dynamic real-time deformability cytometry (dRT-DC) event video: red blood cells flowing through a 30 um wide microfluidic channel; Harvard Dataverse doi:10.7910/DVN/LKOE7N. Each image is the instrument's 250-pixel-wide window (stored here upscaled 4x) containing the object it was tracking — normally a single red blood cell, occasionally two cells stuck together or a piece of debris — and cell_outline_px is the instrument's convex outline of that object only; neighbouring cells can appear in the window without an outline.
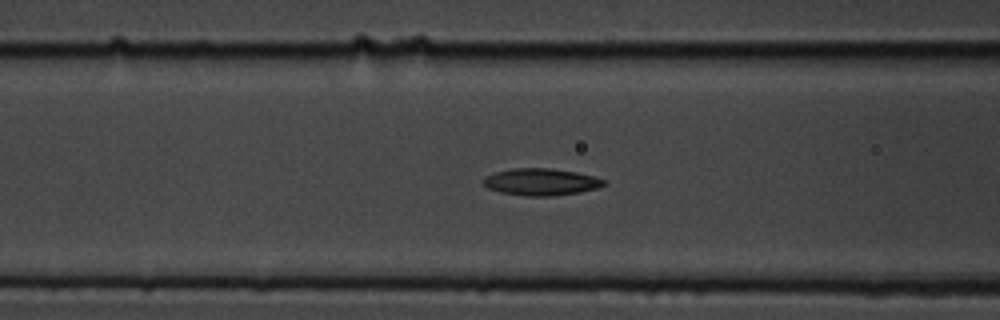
{"species": "common noctule bat (a hibernating species)", "species_latin": "Nyctalus noctula", "temperature_condition": "cold", "stored_images_in_passage": 57, "camera_frame_rate_fps": 3000, "um_per_image_px": 0.085, "animal": {"sex": "male", "body_mass_g": 19.5, "forearm_length_mm": 54.6}, "frame": {"image": 1, "passage_image": 23, "time_ms": 7.333, "image_size_px": [1000, 320], "cell_outline_px": [[608, 184], [596, 188], [580, 192], [556, 196], [524, 196], [500, 192], [488, 188], [480, 184], [480, 180], [484, 176], [496, 172], [512, 168], [552, 168], [576, 172], [596, 176], [608, 180]], "centroid_in_image_um": [45.99, 15.46], "position_along_channel_um": 120.6, "area_um2": 19.42}}
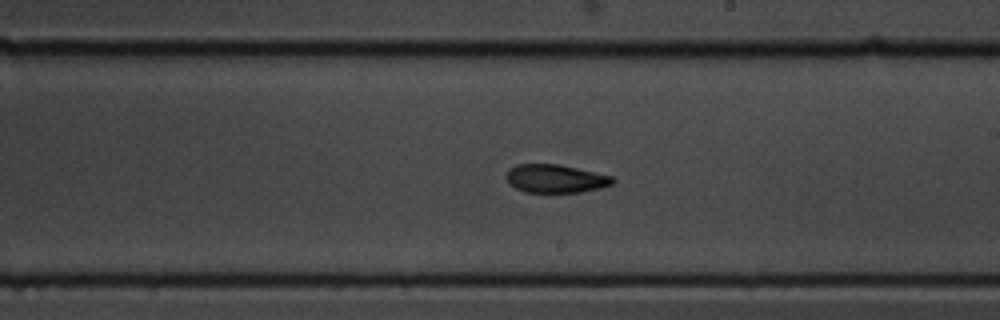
{"frame": {"image": 2, "passage_image": 33, "time_ms": 10.667, "image_size_px": [1000, 320], "cell_outline_px": [[616, 180], [612, 184], [600, 188], [580, 192], [524, 192], [508, 184], [504, 176], [508, 168], [516, 164], [560, 164], [612, 176]], "centroid_in_image_um": [47.16, 15.17], "position_along_channel_um": 241.8, "area_um2": 17.74}}
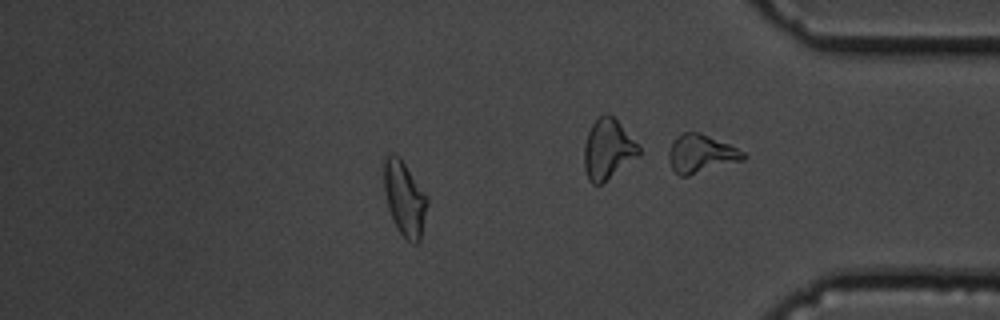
{"frame": {"image": 3, "passage_image": 49, "time_ms": 16.0, "image_size_px": [1000, 320], "cell_outline_px": [[428, 204], [420, 240], [416, 244], [412, 244], [400, 232], [388, 208], [384, 188], [384, 156], [392, 152], [400, 156], [428, 196]], "centroid_in_image_um": [34.4, 16.82], "position_along_channel_um": 400.8, "area_um2": 18.9}, "authors_computed_cell_mechanics": {"area_um2": 18.5538, "velocity_mm_per_s": 3.6436, "shape_relaxation_time_tau1_ms": 5.0491, "shape_relaxation_time_tau2_ms": 4.414, "deformation_change_tau1": 0.1522, "deformation_change_tau2": 0.1107}}